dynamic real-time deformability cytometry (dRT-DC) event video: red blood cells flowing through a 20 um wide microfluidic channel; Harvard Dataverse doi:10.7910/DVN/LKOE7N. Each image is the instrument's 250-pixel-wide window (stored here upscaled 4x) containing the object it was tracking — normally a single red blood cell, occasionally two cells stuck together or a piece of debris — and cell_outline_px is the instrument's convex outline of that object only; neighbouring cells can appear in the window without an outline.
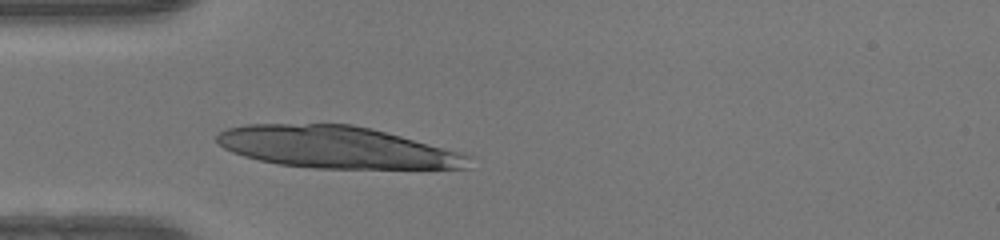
{"species": "human", "species_latin": "Homo sapiens", "temperature_condition": "warm", "stored_images_in_passage": 27, "camera_frame_rate_fps": 3000, "um_per_image_px": 0.085, "donor": {"sex": "female"}, "frame": {"image": 1, "passage_image": 1, "time_ms": 0.0, "image_size_px": [1000, 240], "cell_outline_px": [[472, 156], [468, 168], [312, 168], [276, 164], [244, 156], [232, 152], [224, 148], [216, 140], [216, 136], [220, 132], [228, 128], [248, 124], [352, 124], [372, 128], [460, 152]], "centroid_in_image_um": [28.59, 12.52], "position_along_channel_um": 56.4, "area_um2": 61.21}}